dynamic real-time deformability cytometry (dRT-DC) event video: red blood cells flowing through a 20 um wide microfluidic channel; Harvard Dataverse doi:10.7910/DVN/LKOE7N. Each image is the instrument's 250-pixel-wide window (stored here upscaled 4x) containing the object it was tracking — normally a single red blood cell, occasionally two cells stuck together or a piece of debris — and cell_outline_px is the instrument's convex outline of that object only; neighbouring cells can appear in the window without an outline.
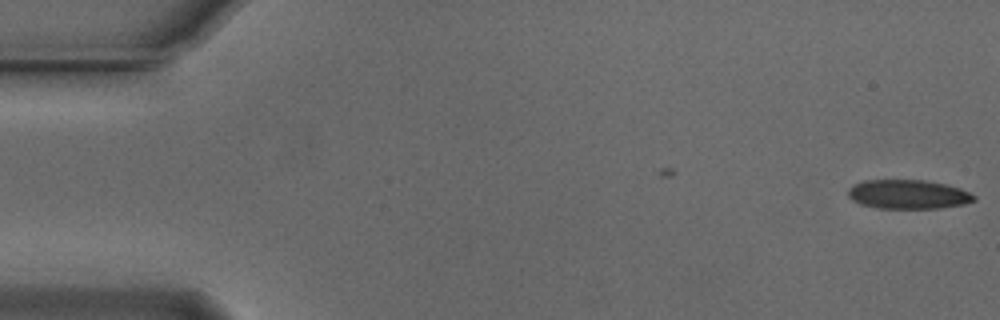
{"species": "Egyptian fruit bat (a non-hibernating species)", "species_latin": "Rousettus aegyptiacus", "temperature_condition": "cold", "stored_images_in_passage": 9, "camera_frame_rate_fps": 3000, "um_per_image_px": 0.085, "animal": {"sex": "male"}, "frame": {"image": 1, "passage_image": 1, "time_ms": 0.0, "image_size_px": [1000, 320], "cell_outline_px": [[976, 200], [964, 204], [940, 208], [876, 208], [860, 204], [852, 200], [848, 196], [848, 188], [852, 184], [864, 180], [924, 180], [944, 184], [960, 188], [976, 196]], "centroid_in_image_um": [77.16, 16.52], "position_along_channel_um": 7.8, "area_um2": 21.44}}